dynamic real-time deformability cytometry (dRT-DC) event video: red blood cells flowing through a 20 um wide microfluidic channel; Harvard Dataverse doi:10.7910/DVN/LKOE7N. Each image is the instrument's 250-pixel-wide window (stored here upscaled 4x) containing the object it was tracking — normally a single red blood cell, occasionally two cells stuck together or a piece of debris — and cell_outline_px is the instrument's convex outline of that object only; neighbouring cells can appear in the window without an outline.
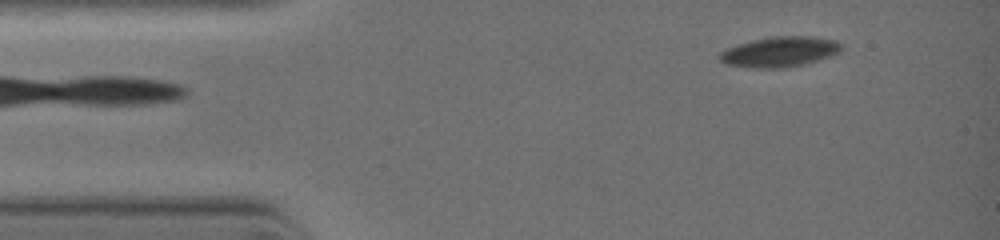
{"species": "common noctule bat (a hibernating species)", "species_latin": "Nyctalus noctula", "temperature_condition": "warm", "stored_images_in_passage": 2, "camera_frame_rate_fps": 3000, "um_per_image_px": 0.085, "animal": {"sex": "female", "body_mass_g": 19.0, "forearm_length_mm": 51.5}, "frame": {"image": 1, "passage_image": 2, "time_ms": 1.333, "image_size_px": [1000, 240], "cell_outline_px": [[844, 48], [840, 52], [832, 56], [804, 64], [784, 68], [756, 68], [724, 64], [720, 60], [720, 52], [736, 44], [752, 40], [772, 36], [812, 36], [836, 40]], "centroid_in_image_um": [66.3, 4.4], "position_along_channel_um": 18.7, "area_um2": 21.62}}